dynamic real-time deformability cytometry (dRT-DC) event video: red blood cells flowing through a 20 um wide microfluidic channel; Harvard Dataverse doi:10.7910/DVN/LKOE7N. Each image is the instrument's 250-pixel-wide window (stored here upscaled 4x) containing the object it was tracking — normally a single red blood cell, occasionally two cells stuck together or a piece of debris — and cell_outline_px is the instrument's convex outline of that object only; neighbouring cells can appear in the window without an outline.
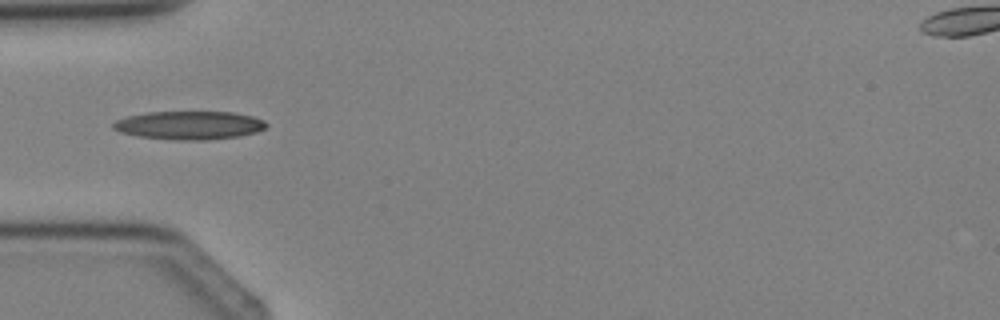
{"species": "Egyptian fruit bat (a non-hibernating species)", "species_latin": "Rousettus aegyptiacus", "temperature_condition": "cold", "stored_images_in_passage": 2, "camera_frame_rate_fps": 3000, "um_per_image_px": 0.085, "animal": {"sex": "female"}, "frame": {"image": 1, "passage_image": 2, "time_ms": 1.0, "image_size_px": [1000, 320], "cell_outline_px": [[268, 124], [264, 128], [256, 132], [240, 136], [204, 140], [176, 140], [136, 136], [120, 132], [112, 128], [112, 124], [116, 120], [128, 116], [148, 112], [232, 112], [252, 116], [264, 120]], "centroid_in_image_um": [16.08, 10.65], "position_along_channel_um": 68.9, "area_um2": 25.32}}